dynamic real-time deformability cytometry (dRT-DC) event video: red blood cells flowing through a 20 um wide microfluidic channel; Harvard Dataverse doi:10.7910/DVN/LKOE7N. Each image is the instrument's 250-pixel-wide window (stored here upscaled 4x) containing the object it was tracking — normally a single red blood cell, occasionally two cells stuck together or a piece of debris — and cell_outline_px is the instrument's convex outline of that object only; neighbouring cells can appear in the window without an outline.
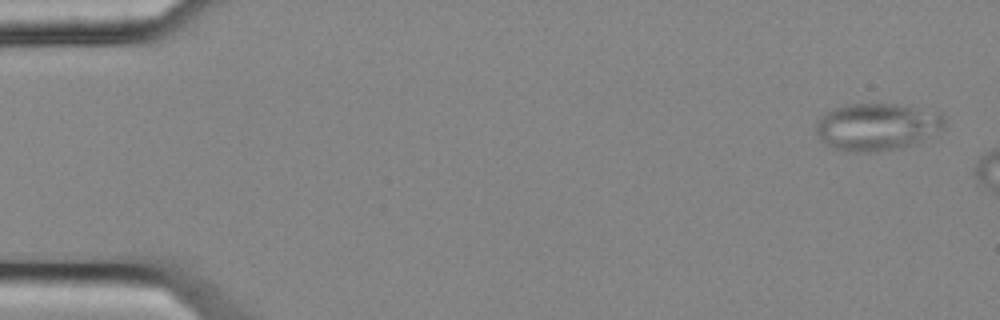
{"species": "common noctule bat (a hibernating species)", "species_latin": "Nyctalus noctula", "temperature_condition": "cold", "stored_images_in_passage": 3, "camera_frame_rate_fps": 3000, "um_per_image_px": 0.085, "animal": {"sex": "female", "body_mass_g": 25.1}, "frame": {"image": 1, "passage_image": 1, "time_ms": 0.0, "image_size_px": [1000, 320], "cell_outline_px": [[944, 124], [940, 128], [920, 140], [912, 144], [900, 148], [876, 152], [844, 152], [832, 148], [824, 144], [816, 132], [816, 124], [820, 116], [824, 112], [848, 104], [896, 104], [940, 112], [944, 116]], "centroid_in_image_um": [74.46, 10.78], "position_along_channel_um": 10.5, "area_um2": 35.26}}